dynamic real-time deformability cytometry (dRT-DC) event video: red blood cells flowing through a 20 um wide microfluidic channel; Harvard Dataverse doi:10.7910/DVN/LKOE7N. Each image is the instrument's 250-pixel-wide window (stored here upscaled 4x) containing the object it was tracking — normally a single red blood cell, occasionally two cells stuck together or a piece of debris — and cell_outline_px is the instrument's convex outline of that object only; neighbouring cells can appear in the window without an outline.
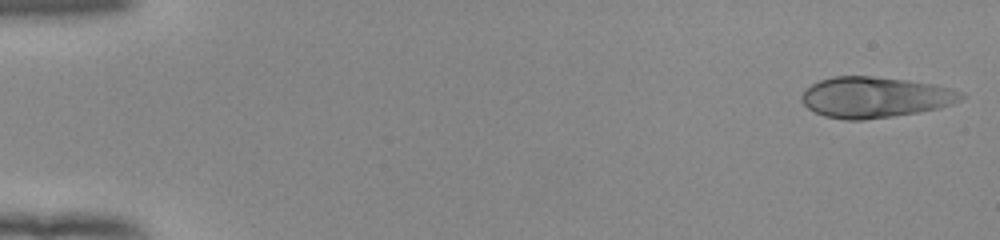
{"species": "human", "species_latin": "Homo sapiens", "temperature_condition": "room temperature", "stored_images_in_passage": 31, "camera_frame_rate_fps": 3000, "um_per_image_px": 0.085, "donor": {"sex": "female"}, "frame": {"image": 1, "passage_image": 1, "time_ms": 0.0, "image_size_px": [1000, 240], "cell_outline_px": [[968, 96], [952, 104], [940, 108], [892, 116], [864, 120], [844, 120], [824, 116], [808, 108], [800, 100], [800, 96], [804, 88], [820, 80], [832, 76], [872, 76], [908, 80], [936, 84], [952, 88]], "centroid_in_image_um": [74.37, 8.26], "position_along_channel_um": 10.6, "area_um2": 38.26}}
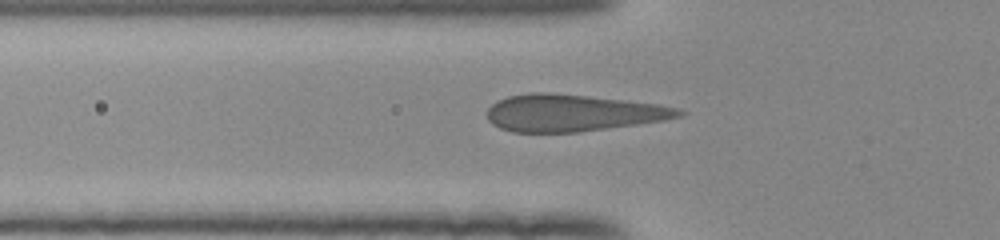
{"frame": {"image": 2, "passage_image": 18, "time_ms": 5.667, "image_size_px": [1000, 240], "cell_outline_px": [[688, 112], [684, 116], [664, 120], [580, 132], [512, 132], [500, 128], [492, 124], [488, 120], [488, 108], [496, 100], [508, 96], [532, 92], [548, 92], [588, 96], [660, 104], [680, 108]], "centroid_in_image_um": [48.7, 9.59], "position_along_channel_um": 77.1, "area_um2": 41.44}}
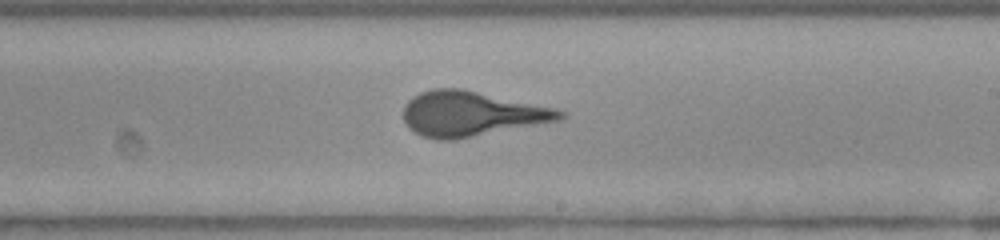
{"frame": {"image": 3, "passage_image": 31, "time_ms": 10.0, "image_size_px": [1000, 240], "cell_outline_px": [[568, 112], [560, 120], [456, 140], [436, 140], [424, 136], [408, 128], [404, 120], [404, 104], [412, 96], [420, 92], [432, 88], [460, 88], [556, 108]], "centroid_in_image_um": [40.05, 9.67], "position_along_channel_um": 249.0, "area_um2": 41.1}}